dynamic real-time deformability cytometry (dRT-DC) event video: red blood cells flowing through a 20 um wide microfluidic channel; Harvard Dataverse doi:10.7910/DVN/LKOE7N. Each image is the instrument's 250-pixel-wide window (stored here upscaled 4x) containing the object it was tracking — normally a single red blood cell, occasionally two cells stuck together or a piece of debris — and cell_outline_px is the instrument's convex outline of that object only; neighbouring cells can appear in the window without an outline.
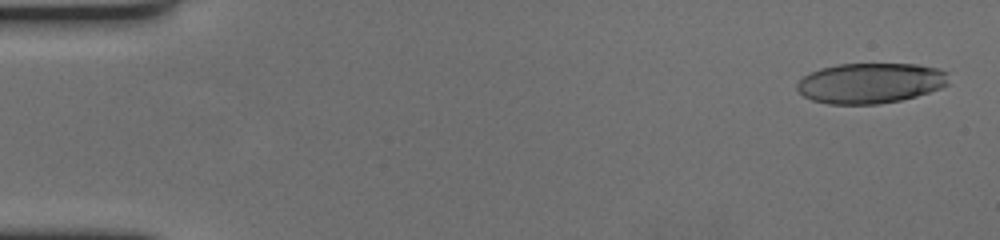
{"species": "human", "species_latin": "Homo sapiens", "temperature_condition": "cold", "stored_images_in_passage": 60, "camera_frame_rate_fps": 3000, "um_per_image_px": 0.085, "donor": {"sex": "female"}, "frame": {"image": 1, "passage_image": 2, "time_ms": 0.333, "image_size_px": [1000, 240], "cell_outline_px": [[948, 84], [940, 88], [916, 96], [900, 100], [880, 104], [828, 104], [812, 100], [804, 96], [796, 88], [796, 84], [804, 76], [820, 68], [836, 64], [920, 64], [940, 68], [948, 72]], "centroid_in_image_um": [74.0, 7.05], "position_along_channel_um": 11.0, "area_um2": 35.84}}
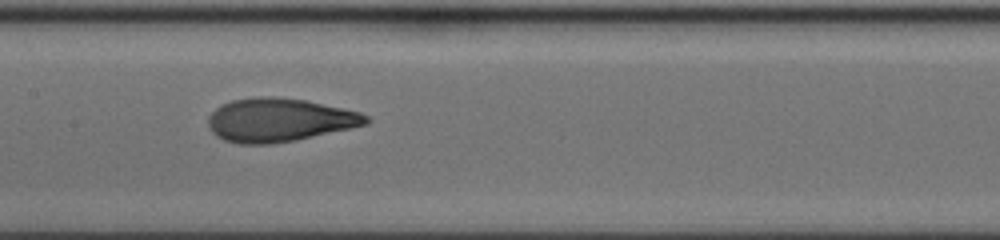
{"frame": {"image": 2, "passage_image": 30, "time_ms": 9.667, "image_size_px": [1000, 240], "cell_outline_px": [[372, 120], [368, 124], [352, 128], [296, 140], [272, 144], [236, 144], [224, 140], [216, 136], [208, 128], [208, 116], [216, 108], [232, 100], [256, 96], [272, 96], [304, 100], [344, 108], [360, 112], [368, 116]], "centroid_in_image_um": [23.74, 10.21], "position_along_channel_um": 183.7, "area_um2": 40.29}}
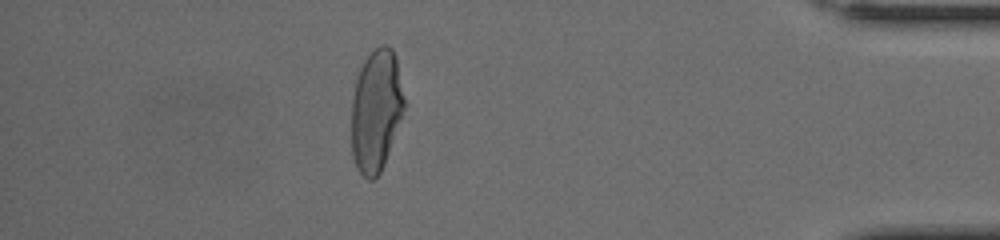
{"frame": {"image": 3, "passage_image": 53, "time_ms": 17.333, "image_size_px": [1000, 240], "cell_outline_px": [[404, 108], [384, 164], [380, 172], [372, 180], [368, 180], [356, 168], [352, 156], [352, 100], [356, 76], [364, 60], [380, 44], [388, 44], [392, 48], [396, 56], [404, 100]], "centroid_in_image_um": [31.95, 9.37], "position_along_channel_um": 403.3, "area_um2": 37.28}, "authors_computed_cell_mechanics": {"area_um2": 38.5237, "velocity_mm_per_s": 3.4375, "shape_relaxation_time_tau1_ms": 4.9564, "shape_relaxation_time_tau2_ms": 0.9243, "deformation_change_tau1": 0.2126, "deformation_change_tau2": 0.0741}}